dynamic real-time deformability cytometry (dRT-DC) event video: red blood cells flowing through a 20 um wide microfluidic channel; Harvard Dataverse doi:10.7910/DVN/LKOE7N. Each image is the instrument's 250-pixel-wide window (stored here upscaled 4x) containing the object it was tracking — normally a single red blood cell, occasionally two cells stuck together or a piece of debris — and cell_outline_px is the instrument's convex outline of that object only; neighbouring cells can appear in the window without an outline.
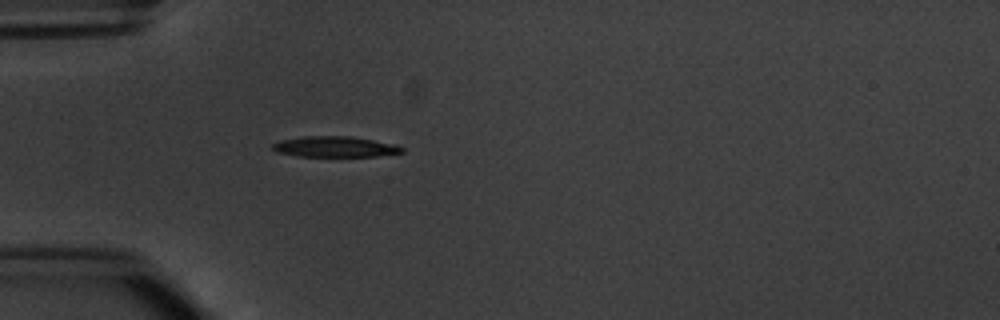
{"species": "common noctule bat (a hibernating species)", "species_latin": "Nyctalus noctula", "temperature_condition": "warm", "stored_images_in_passage": 1, "camera_frame_rate_fps": 3000, "um_per_image_px": 0.085, "animal": {"sex": "male", "body_mass_g": 20.1, "forearm_length_mm": 53.5}, "frame": {"image": 1, "passage_image": 1, "time_ms": 0.0, "image_size_px": [1000, 320], "cell_outline_px": [[404, 152], [376, 156], [296, 156], [276, 152], [272, 148], [272, 144], [280, 140], [304, 136], [348, 136], [396, 144], [404, 148]], "centroid_in_image_um": [28.45, 12.47], "position_along_channel_um": 56.5, "area_um2": 15.55}}